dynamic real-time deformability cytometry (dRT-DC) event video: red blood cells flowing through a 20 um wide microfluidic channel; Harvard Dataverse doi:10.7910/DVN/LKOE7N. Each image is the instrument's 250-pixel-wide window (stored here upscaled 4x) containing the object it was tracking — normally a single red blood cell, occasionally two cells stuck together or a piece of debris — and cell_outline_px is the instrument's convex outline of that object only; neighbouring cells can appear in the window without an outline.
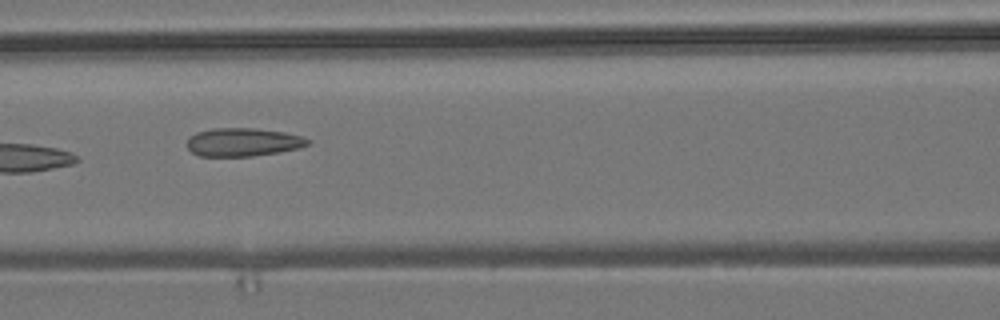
{"species": "common noctule bat (a hibernating species)", "species_latin": "Nyctalus noctula", "temperature_condition": "room temperature", "stored_images_in_passage": 8, "camera_frame_rate_fps": 3000, "um_per_image_px": 0.085, "animal": {"sex": "male", "body_mass_g": 19.2, "forearm_length_mm": 51.8}, "frame": {"image": 1, "passage_image": 6, "time_ms": 5.667, "image_size_px": [1000, 320], "cell_outline_px": [[308, 144], [300, 148], [252, 156], [200, 156], [192, 152], [188, 148], [188, 140], [196, 132], [212, 128], [252, 128], [284, 132], [300, 136], [308, 140]], "centroid_in_image_um": [20.63, 12.08], "position_along_channel_um": 146.0, "area_um2": 19.59}}
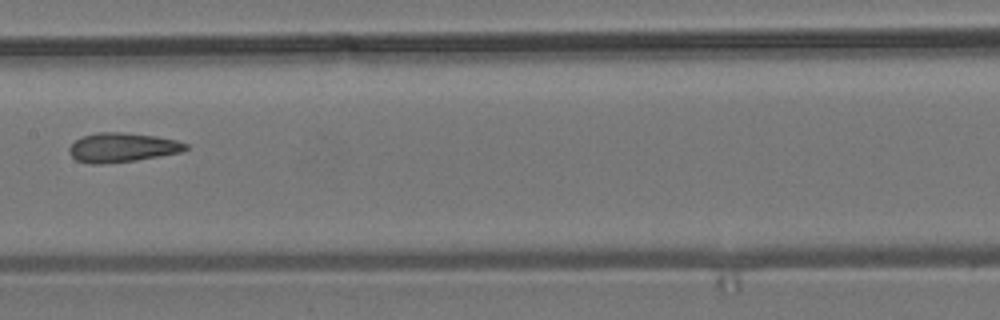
{"frame": {"image": 2, "passage_image": 7, "time_ms": 7.0, "image_size_px": [1000, 320], "cell_outline_px": [[188, 148], [180, 152], [160, 156], [136, 160], [100, 164], [88, 164], [76, 160], [68, 152], [68, 148], [76, 140], [84, 136], [96, 132], [124, 132], [156, 136], [176, 140], [188, 144]], "centroid_in_image_um": [10.37, 12.53], "position_along_channel_um": 197.0, "area_um2": 19.88}}
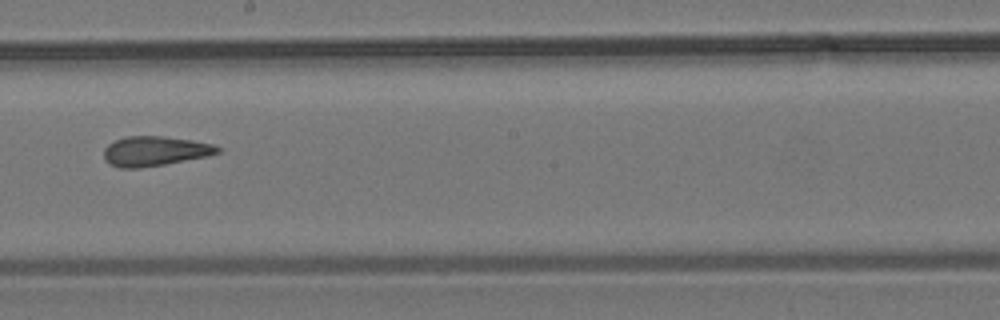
{"frame": {"image": 3, "passage_image": 8, "time_ms": 8.0, "image_size_px": [1000, 320], "cell_outline_px": [[220, 152], [208, 156], [164, 164], [140, 168], [120, 168], [112, 164], [104, 156], [104, 148], [108, 144], [124, 136], [164, 136], [192, 140], [212, 144], [220, 148]], "centroid_in_image_um": [13.17, 12.83], "position_along_channel_um": 235.0, "area_um2": 19.54}}